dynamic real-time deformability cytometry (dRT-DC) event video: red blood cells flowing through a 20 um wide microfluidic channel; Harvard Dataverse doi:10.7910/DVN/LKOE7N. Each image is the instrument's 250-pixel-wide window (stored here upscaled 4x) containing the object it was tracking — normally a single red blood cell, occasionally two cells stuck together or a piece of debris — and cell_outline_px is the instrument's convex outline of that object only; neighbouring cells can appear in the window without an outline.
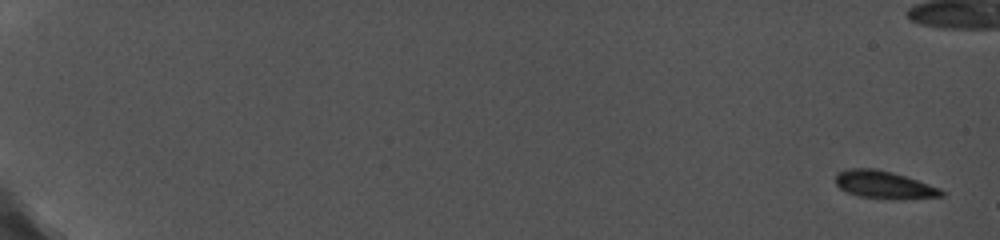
{"species": "common noctule bat (a hibernating species)", "species_latin": "Nyctalus noctula", "temperature_condition": "cold", "stored_images_in_passage": 4, "camera_frame_rate_fps": 5000, "um_per_image_px": 0.085, "animal": {"sex": "female", "body_mass_g": 19.0, "forearm_length_mm": 56.7}, "frame": {"image": 1, "passage_image": 1, "time_ms": 0.0, "image_size_px": [1000, 240], "cell_outline_px": [[948, 192], [944, 196], [904, 200], [892, 200], [860, 196], [844, 192], [836, 184], [836, 172], [848, 168], [876, 168], [892, 172], [940, 188]], "centroid_in_image_um": [75.16, 15.72], "position_along_channel_um": 9.8, "area_um2": 17.46}}